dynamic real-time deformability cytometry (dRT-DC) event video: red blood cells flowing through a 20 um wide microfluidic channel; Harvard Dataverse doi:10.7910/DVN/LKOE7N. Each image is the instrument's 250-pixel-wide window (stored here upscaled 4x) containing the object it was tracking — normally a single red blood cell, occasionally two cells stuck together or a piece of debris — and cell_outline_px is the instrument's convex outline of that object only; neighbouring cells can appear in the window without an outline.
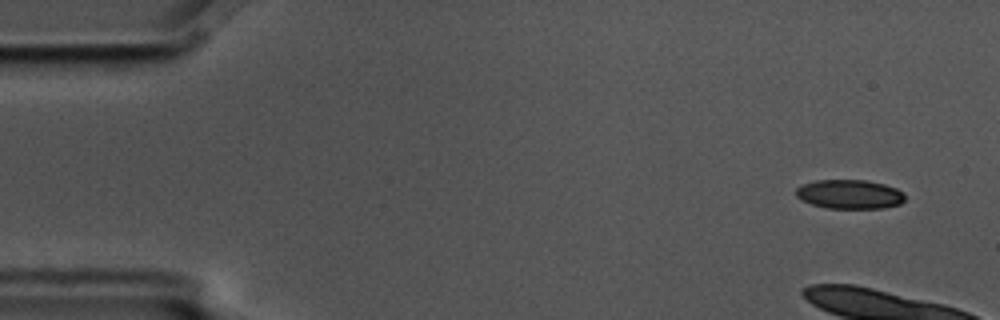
{"species": "common noctule bat (a hibernating species)", "species_latin": "Nyctalus noctula", "temperature_condition": "cold", "stored_images_in_passage": 6, "camera_frame_rate_fps": 3000, "um_per_image_px": 0.085, "animal": {"sex": "male", "body_mass_g": 17.5, "forearm_length_mm": 52.3}, "frame": {"image": 1, "passage_image": 1, "time_ms": 0.0, "image_size_px": [1000, 320], "cell_outline_px": [[904, 200], [900, 204], [884, 208], [828, 208], [812, 204], [796, 196], [796, 188], [804, 184], [816, 180], [864, 180], [884, 184], [896, 188], [904, 192]], "centroid_in_image_um": [72.24, 16.51], "position_along_channel_um": 12.8, "area_um2": 18.38}}
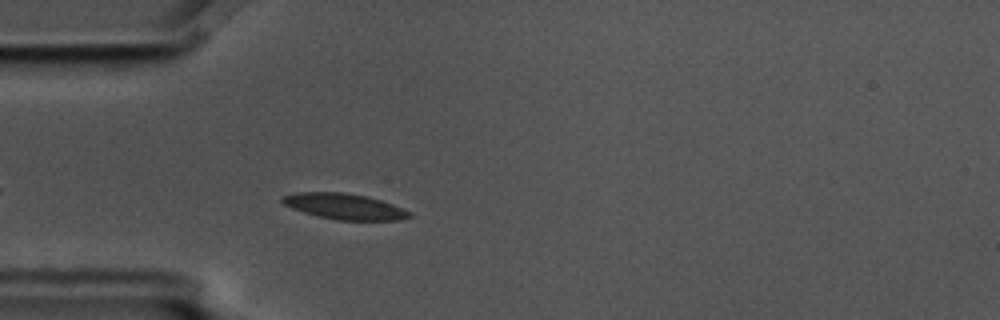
{"frame": {"image": 2, "passage_image": 6, "time_ms": 1.667, "image_size_px": [1000, 320], "cell_outline_px": [[412, 216], [400, 220], [336, 220], [304, 212], [292, 208], [284, 204], [280, 200], [280, 196], [300, 192], [344, 192], [368, 196], [392, 204], [408, 212]], "centroid_in_image_um": [29.24, 17.53], "position_along_channel_um": 55.8, "area_um2": 18.9}}